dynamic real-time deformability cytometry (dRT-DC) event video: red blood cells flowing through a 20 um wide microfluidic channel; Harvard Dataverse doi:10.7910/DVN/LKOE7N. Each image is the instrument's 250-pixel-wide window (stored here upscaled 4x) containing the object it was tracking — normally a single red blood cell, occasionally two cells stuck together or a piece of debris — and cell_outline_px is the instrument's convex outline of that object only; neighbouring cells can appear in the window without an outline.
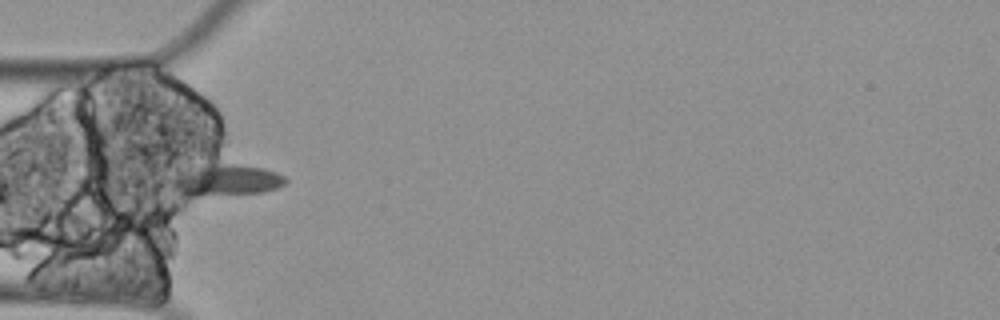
{"species": "Egyptian fruit bat (a non-hibernating species)", "species_latin": "Rousettus aegyptiacus", "temperature_condition": "cold", "stored_images_in_passage": 3, "camera_frame_rate_fps": 3000, "um_per_image_px": 0.085, "animal": {"sex": "female"}, "frame": {"image": 1, "passage_image": 1, "time_ms": 0.0, "image_size_px": [1000, 320], "cell_outline_px": [[288, 180], [284, 184], [276, 188], [264, 192], [196, 196], [192, 196], [168, 184], [168, 180], [172, 172], [176, 168], [224, 164], [236, 164], [264, 168], [276, 172], [284, 176]], "centroid_in_image_um": [19.11, 15.28], "position_along_channel_um": 65.9, "area_um2": 21.1}}
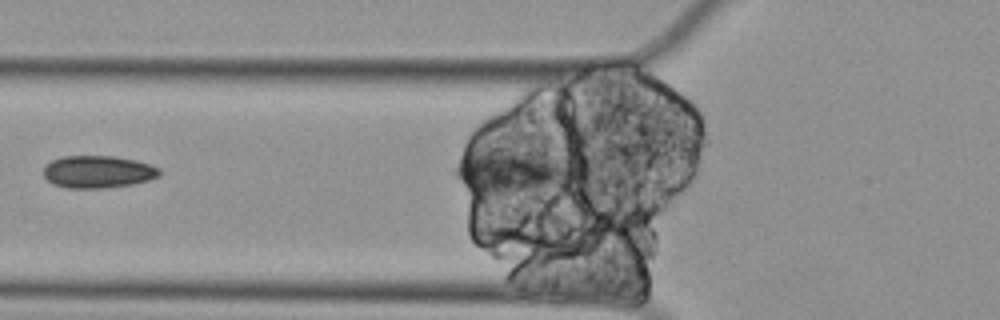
{"frame": {"image": 2, "passage_image": 2, "time_ms": 0.333, "image_size_px": [1000, 320], "cell_outline_px": [[160, 176], [148, 180], [132, 184], [104, 188], [68, 188], [52, 184], [44, 176], [44, 164], [52, 160], [64, 156], [116, 156], [136, 160], [160, 168]], "centroid_in_image_um": [8.31, 14.6], "position_along_channel_um": 117.5, "area_um2": 21.96}}